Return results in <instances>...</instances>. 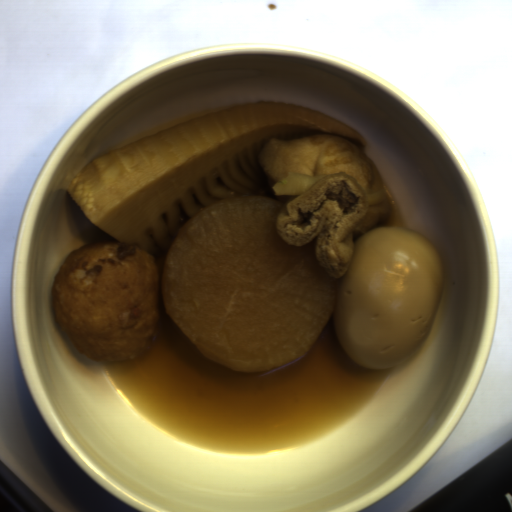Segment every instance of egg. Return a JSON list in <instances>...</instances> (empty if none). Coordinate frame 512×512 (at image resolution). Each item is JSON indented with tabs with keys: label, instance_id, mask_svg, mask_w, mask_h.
Instances as JSON below:
<instances>
[{
	"label": "egg",
	"instance_id": "egg-1",
	"mask_svg": "<svg viewBox=\"0 0 512 512\" xmlns=\"http://www.w3.org/2000/svg\"><path fill=\"white\" fill-rule=\"evenodd\" d=\"M446 273L438 245L414 229L380 226L359 236L336 286L333 325L341 350L366 370L411 361L432 329Z\"/></svg>",
	"mask_w": 512,
	"mask_h": 512
}]
</instances>
